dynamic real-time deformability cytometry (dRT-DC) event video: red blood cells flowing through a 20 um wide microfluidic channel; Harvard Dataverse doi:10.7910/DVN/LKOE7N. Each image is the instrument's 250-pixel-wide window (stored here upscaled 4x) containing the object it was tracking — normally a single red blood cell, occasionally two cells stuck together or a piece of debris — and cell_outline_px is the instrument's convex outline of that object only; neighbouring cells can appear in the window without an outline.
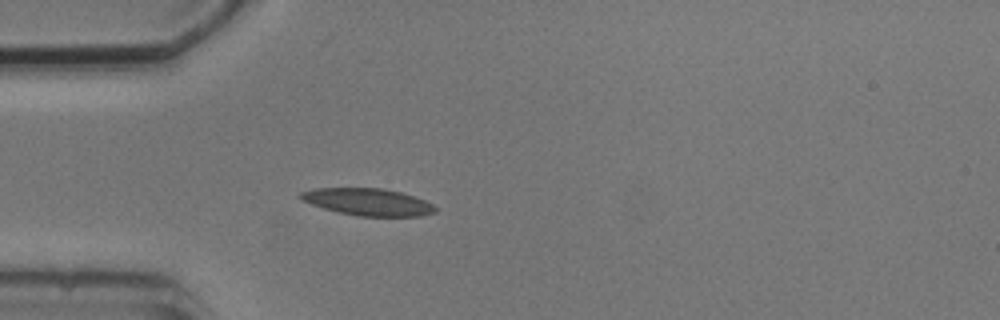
{"species": "common noctule bat (a hibernating species)", "species_latin": "Nyctalus noctula", "temperature_condition": "cold", "stored_images_in_passage": 4, "camera_frame_rate_fps": 3000, "um_per_image_px": 0.085, "animal": {"sex": "male", "body_mass_g": 20.5, "forearm_length_mm": 52.5}, "frame": {"image": 1, "passage_image": 4, "time_ms": 3.667, "image_size_px": [1000, 320], "cell_outline_px": [[436, 212], [420, 216], [356, 216], [324, 208], [312, 204], [296, 196], [300, 192], [316, 188], [384, 188], [400, 192], [424, 200], [432, 204], [436, 208]], "centroid_in_image_um": [31.27, 17.16], "position_along_channel_um": 53.7, "area_um2": 21.1}}